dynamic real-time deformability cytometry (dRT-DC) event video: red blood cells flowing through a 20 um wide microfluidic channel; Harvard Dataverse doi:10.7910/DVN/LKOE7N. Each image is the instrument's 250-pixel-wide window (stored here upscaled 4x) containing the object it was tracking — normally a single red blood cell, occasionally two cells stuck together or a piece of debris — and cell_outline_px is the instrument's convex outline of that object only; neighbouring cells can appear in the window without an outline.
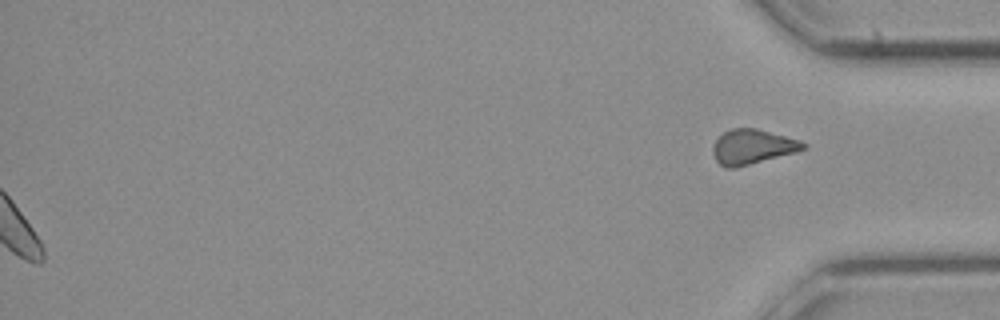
{"species": "common noctule bat (a hibernating species)", "species_latin": "Nyctalus noctula", "temperature_condition": "cold", "stored_images_in_passage": 32, "segment_of_instrument_passage": [2, 2], "camera_frame_rate_fps": 3000, "um_per_image_px": 0.085, "animal": {"sex": "female", "body_mass_g": 21.9}, "frame": {"image": 1, "passage_image": 32, "time_ms": 10.333, "image_size_px": [1000, 320], "cell_outline_px": [[808, 144], [804, 148], [796, 152], [736, 168], [724, 168], [716, 160], [712, 152], [712, 148], [716, 140], [724, 132], [732, 128], [756, 128], [800, 140]], "centroid_in_image_um": [63.94, 12.48], "position_along_channel_um": 371.3, "area_um2": 18.26}}